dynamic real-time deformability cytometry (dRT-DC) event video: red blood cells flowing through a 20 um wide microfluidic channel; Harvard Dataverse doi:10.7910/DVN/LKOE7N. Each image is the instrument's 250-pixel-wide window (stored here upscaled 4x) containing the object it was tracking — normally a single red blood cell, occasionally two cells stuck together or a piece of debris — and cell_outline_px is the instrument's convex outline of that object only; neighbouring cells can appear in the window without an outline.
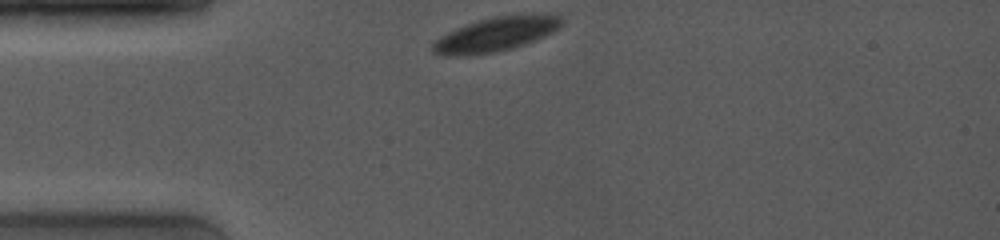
{"species": "common noctule bat (a hibernating species)", "species_latin": "Nyctalus noctula", "temperature_condition": "room temperature", "stored_images_in_passage": 1, "camera_frame_rate_fps": 4000, "um_per_image_px": 0.085, "animal": {"sex": "female", "body_mass_g": 19.0, "forearm_length_mm": 53.3}, "frame": {"image": 1, "passage_image": 1, "time_ms": 0.0, "image_size_px": [1000, 240], "cell_outline_px": [[564, 24], [552, 32], [544, 36], [524, 44], [512, 48], [492, 52], [464, 56], [440, 56], [432, 52], [432, 44], [440, 36], [456, 28], [480, 20], [496, 16], [548, 12], [560, 16], [564, 20]], "centroid_in_image_um": [42.18, 2.9], "position_along_channel_um": 42.8, "area_um2": 25.89}}